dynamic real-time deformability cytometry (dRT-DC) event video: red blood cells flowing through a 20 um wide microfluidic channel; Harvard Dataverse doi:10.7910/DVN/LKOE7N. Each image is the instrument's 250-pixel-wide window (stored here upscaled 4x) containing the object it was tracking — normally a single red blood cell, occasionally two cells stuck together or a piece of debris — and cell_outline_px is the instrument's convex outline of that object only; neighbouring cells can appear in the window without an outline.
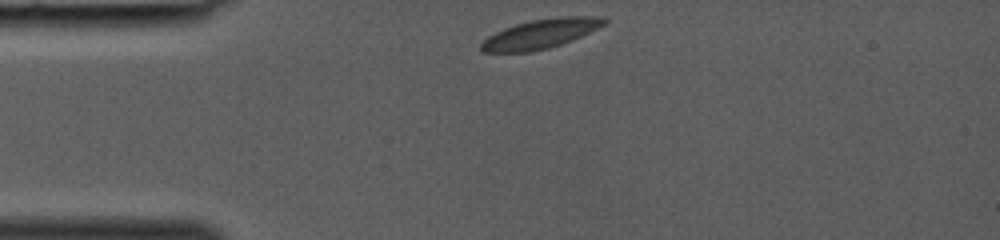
{"species": "common noctule bat (a hibernating species)", "species_latin": "Nyctalus noctula", "temperature_condition": "room temperature", "stored_images_in_passage": 27, "camera_frame_rate_fps": 3000, "um_per_image_px": 0.085, "animal": {"sex": "female", "body_mass_g": 19.0, "forearm_length_mm": 53.3}, "frame": {"image": 1, "passage_image": 1, "time_ms": 0.0, "image_size_px": [1000, 240], "cell_outline_px": [[608, 20], [604, 24], [572, 40], [548, 48], [532, 52], [484, 52], [480, 48], [480, 44], [488, 36], [504, 28], [516, 24], [532, 20], [560, 16], [604, 16]], "centroid_in_image_um": [45.94, 2.87], "position_along_channel_um": 39.1, "area_um2": 20.87}}
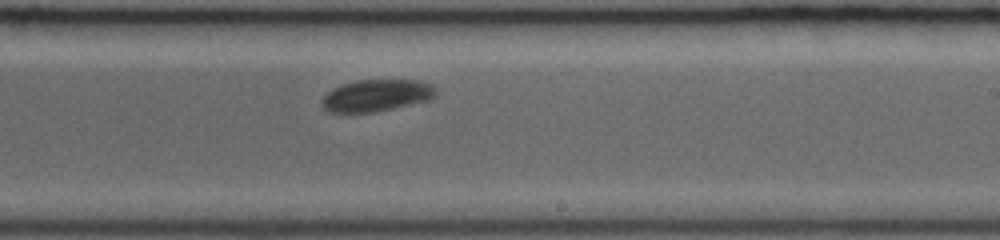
{"frame": {"image": 2, "passage_image": 16, "time_ms": 5.0, "image_size_px": [1000, 240], "cell_outline_px": [[436, 96], [428, 100], [372, 112], [328, 112], [320, 104], [320, 100], [332, 88], [344, 84], [360, 80], [420, 80], [432, 84], [436, 88]], "centroid_in_image_um": [31.99, 8.1], "position_along_channel_um": 257.0, "area_um2": 21.04}}
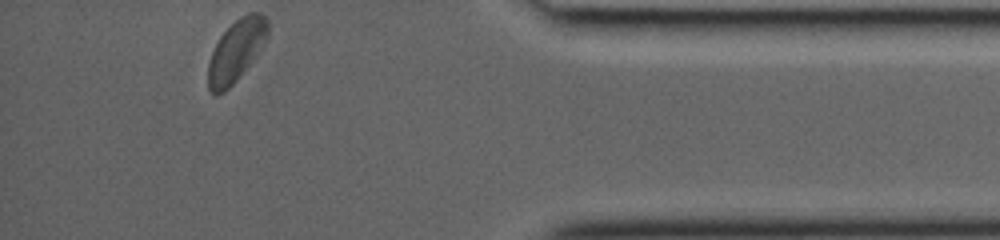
{"frame": {"image": 3, "passage_image": 27, "time_ms": 8.667, "image_size_px": [1000, 240], "cell_outline_px": [[268, 40], [236, 80], [224, 92], [216, 96], [208, 88], [208, 64], [212, 52], [220, 36], [240, 16], [248, 12], [260, 12], [268, 20]], "centroid_in_image_um": [20.09, 4.29], "position_along_channel_um": 415.1, "area_um2": 21.33}}